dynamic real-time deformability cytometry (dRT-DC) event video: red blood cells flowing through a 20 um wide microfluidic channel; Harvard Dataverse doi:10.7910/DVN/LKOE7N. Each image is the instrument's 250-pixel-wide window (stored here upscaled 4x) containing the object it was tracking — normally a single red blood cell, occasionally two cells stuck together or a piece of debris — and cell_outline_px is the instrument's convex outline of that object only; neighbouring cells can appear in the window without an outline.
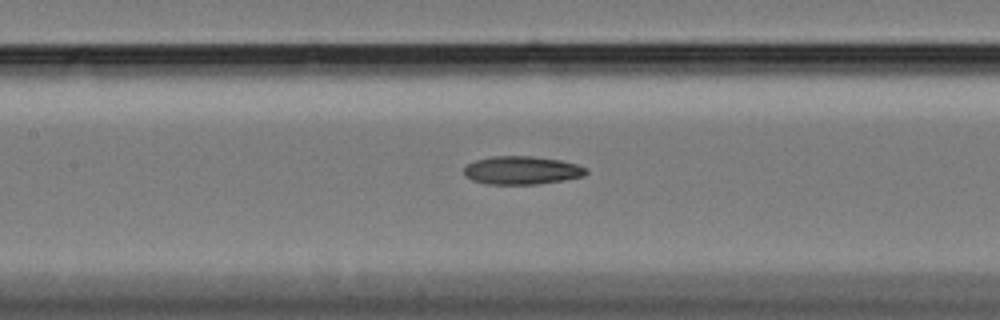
{"species": "Egyptian fruit bat (a non-hibernating species)", "species_latin": "Rousettus aegyptiacus", "temperature_condition": "cold", "stored_images_in_passage": 48, "camera_frame_rate_fps": 3000, "um_per_image_px": 0.085, "animal": {"sex": "female"}, "frame": {"image": 1, "passage_image": 28, "time_ms": 9.0, "image_size_px": [1000, 320], "cell_outline_px": [[588, 172], [584, 176], [564, 180], [536, 184], [488, 184], [472, 180], [464, 176], [464, 168], [468, 164], [476, 160], [492, 156], [532, 156], [560, 160], [576, 164], [588, 168]], "centroid_in_image_um": [44.36, 14.47], "position_along_channel_um": 163.0, "area_um2": 20.11}}
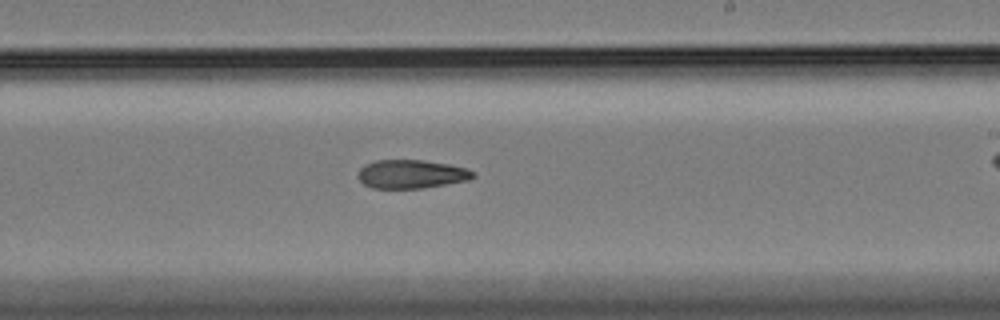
{"frame": {"image": 2, "passage_image": 36, "time_ms": 11.667, "image_size_px": [1000, 320], "cell_outline_px": [[476, 176], [468, 180], [424, 188], [372, 188], [364, 184], [356, 176], [360, 168], [364, 164], [376, 160], [424, 160], [448, 164], [468, 168], [476, 172]], "centroid_in_image_um": [34.97, 14.79], "position_along_channel_um": 254.0, "area_um2": 19.36}}
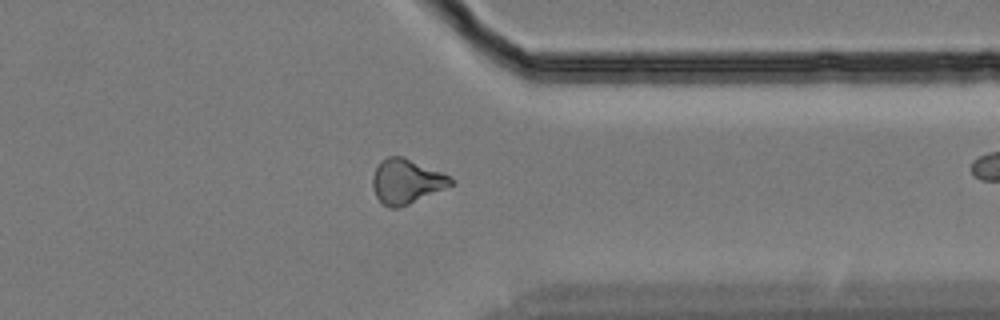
{"frame": {"image": 3, "passage_image": 47, "time_ms": 15.333, "image_size_px": [1000, 320], "cell_outline_px": [[456, 184], [408, 204], [396, 208], [388, 208], [376, 196], [372, 188], [372, 176], [380, 160], [388, 156], [400, 156], [452, 176], [456, 180]], "centroid_in_image_um": [34.56, 15.42], "position_along_channel_um": 376.8, "area_um2": 20.35}}